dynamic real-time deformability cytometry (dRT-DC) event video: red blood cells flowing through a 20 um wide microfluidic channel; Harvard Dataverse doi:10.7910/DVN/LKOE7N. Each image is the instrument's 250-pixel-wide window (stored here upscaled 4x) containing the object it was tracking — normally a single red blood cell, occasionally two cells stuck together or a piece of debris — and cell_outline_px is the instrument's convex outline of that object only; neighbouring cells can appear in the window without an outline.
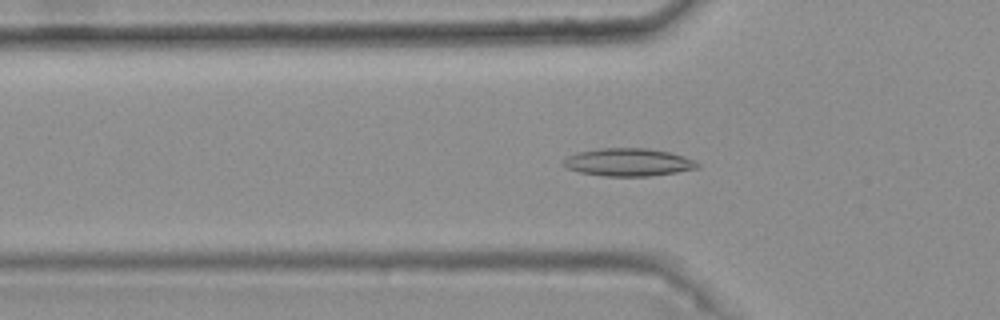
{"species": "common noctule bat (a hibernating species)", "species_latin": "Nyctalus noctula", "temperature_condition": "warm", "stored_images_in_passage": 48, "camera_frame_rate_fps": 3000, "um_per_image_px": 0.085, "animal": {"sex": "female", "body_mass_g": 25.1}, "frame": {"image": 1, "passage_image": 18, "time_ms": 5.667, "image_size_px": [1000, 320], "cell_outline_px": [[700, 168], [676, 172], [648, 176], [604, 176], [580, 172], [568, 168], [560, 164], [568, 156], [576, 152], [600, 148], [648, 148], [668, 152], [684, 156], [696, 160], [700, 164]], "centroid_in_image_um": [53.42, 13.78], "position_along_channel_um": 72.4, "area_um2": 21.79}}
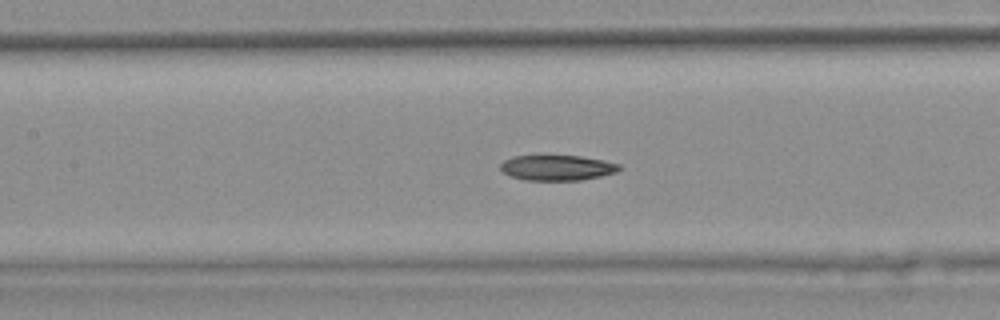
{"frame": {"image": 2, "passage_image": 25, "time_ms": 8.0, "image_size_px": [1000, 320], "cell_outline_px": [[624, 168], [616, 172], [600, 176], [580, 180], [524, 180], [512, 176], [504, 172], [500, 168], [500, 164], [504, 160], [512, 156], [580, 156], [604, 160], [620, 164]], "centroid_in_image_um": [47.39, 14.25], "position_along_channel_um": 160.0, "area_um2": 17.51}}
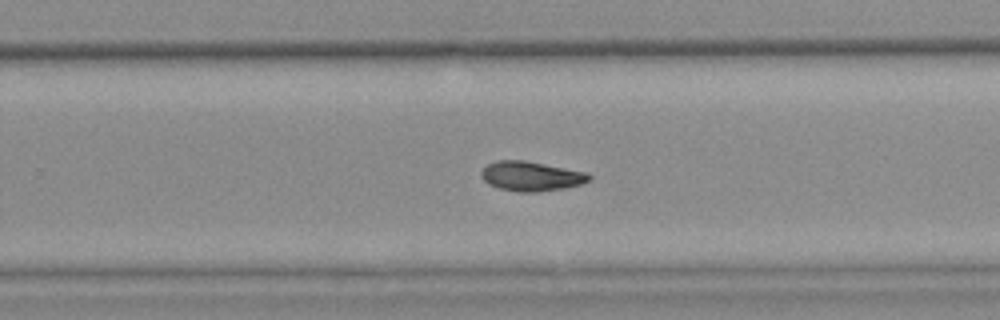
{"frame": {"image": 3, "passage_image": 35, "time_ms": 11.333, "image_size_px": [1000, 320], "cell_outline_px": [[592, 180], [580, 184], [564, 188], [536, 192], [520, 192], [500, 188], [488, 184], [480, 176], [480, 172], [488, 164], [496, 160], [524, 160], [588, 172], [592, 176]], "centroid_in_image_um": [45.16, 14.97], "position_along_channel_um": 284.6, "area_um2": 18.67}}